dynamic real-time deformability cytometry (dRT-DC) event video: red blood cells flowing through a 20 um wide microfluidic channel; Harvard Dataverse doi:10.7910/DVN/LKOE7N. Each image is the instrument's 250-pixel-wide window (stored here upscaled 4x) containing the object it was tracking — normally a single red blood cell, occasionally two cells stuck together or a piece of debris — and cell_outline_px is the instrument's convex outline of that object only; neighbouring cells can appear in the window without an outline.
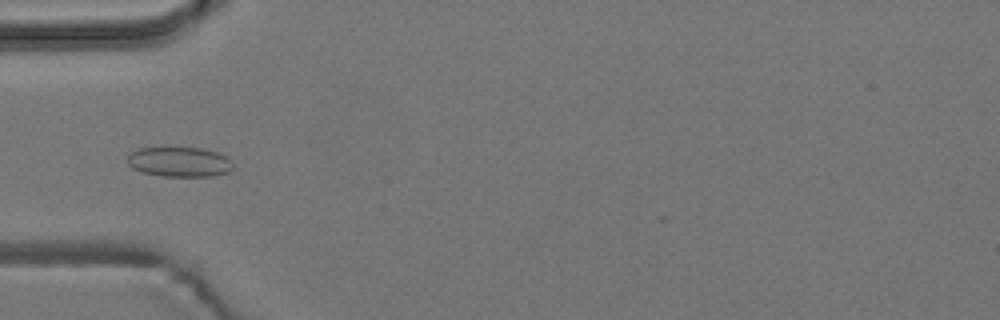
{"species": "common noctule bat (a hibernating species)", "species_latin": "Nyctalus noctula", "temperature_condition": "room temperature", "stored_images_in_passage": 7, "camera_frame_rate_fps": 3000, "um_per_image_px": 0.085, "animal": {"sex": "male", "body_mass_g": 19.2, "forearm_length_mm": 51.8}, "frame": {"image": 1, "passage_image": 5, "time_ms": 1.333, "image_size_px": [1000, 320], "cell_outline_px": [[232, 168], [228, 172], [212, 176], [164, 176], [144, 172], [132, 168], [128, 164], [128, 156], [132, 152], [140, 148], [200, 148], [216, 152], [224, 156], [232, 164]], "centroid_in_image_um": [15.23, 13.76], "position_along_channel_um": 69.8, "area_um2": 17.98}}
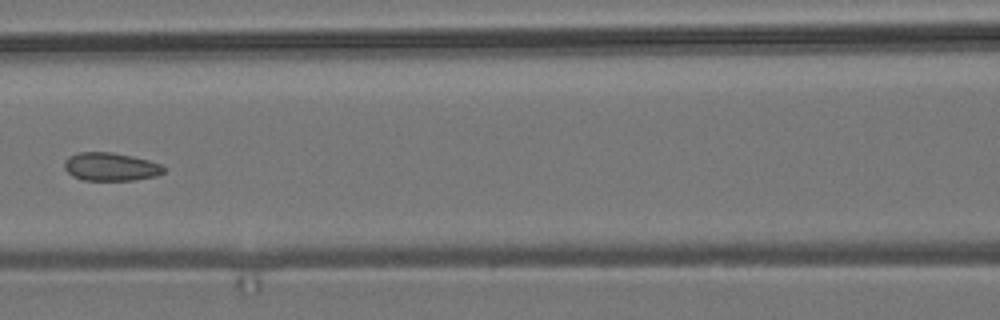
{"frame": {"image": 2, "passage_image": 7, "time_ms": 2.0, "image_size_px": [1000, 320], "cell_outline_px": [[164, 172], [156, 176], [132, 180], [84, 180], [72, 176], [64, 168], [64, 160], [68, 156], [80, 152], [112, 152], [132, 156], [148, 160], [160, 164], [164, 168]], "centroid_in_image_um": [9.37, 14.17], "position_along_channel_um": 157.2, "area_um2": 16.3}}